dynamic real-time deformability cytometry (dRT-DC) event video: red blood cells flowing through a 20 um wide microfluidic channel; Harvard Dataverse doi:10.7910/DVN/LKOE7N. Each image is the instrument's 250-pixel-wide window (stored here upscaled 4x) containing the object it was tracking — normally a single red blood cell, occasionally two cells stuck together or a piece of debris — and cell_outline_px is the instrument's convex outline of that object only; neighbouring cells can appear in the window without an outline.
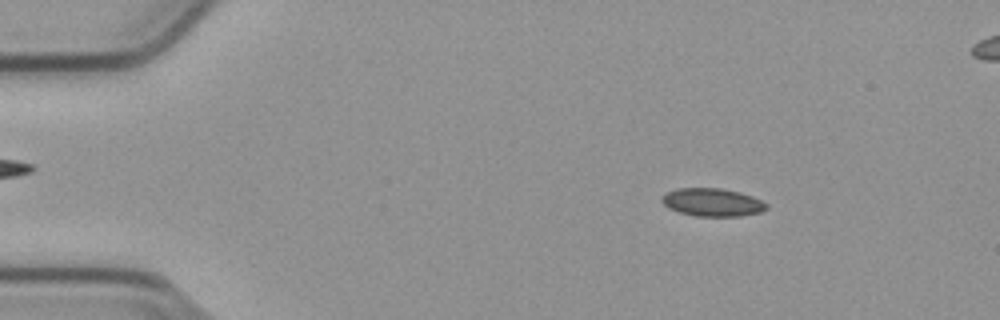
{"species": "common noctule bat (a hibernating species)", "species_latin": "Nyctalus noctula", "temperature_condition": "cold", "stored_images_in_passage": 55, "segment_of_instrument_passage": [1, 2], "camera_frame_rate_fps": 3000, "um_per_image_px": 0.085, "animal": {"sex": "male", "body_mass_g": 23.1, "forearm_length_mm": 52.7}, "frame": {"image": 1, "passage_image": 8, "time_ms": 2.333, "image_size_px": [1000, 320], "cell_outline_px": [[768, 208], [760, 212], [740, 216], [696, 216], [680, 212], [668, 208], [660, 200], [660, 196], [676, 188], [720, 188], [740, 192], [752, 196], [768, 204]], "centroid_in_image_um": [60.53, 17.19], "position_along_channel_um": 24.5, "area_um2": 17.11}}
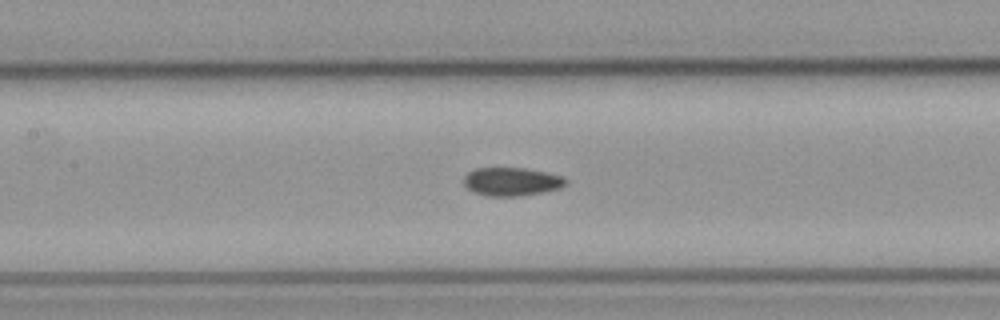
{"frame": {"image": 2, "passage_image": 25, "time_ms": 8.0, "image_size_px": [1000, 320], "cell_outline_px": [[568, 184], [560, 188], [540, 192], [516, 196], [492, 196], [476, 192], [468, 188], [464, 184], [464, 176], [468, 172], [476, 168], [524, 168], [544, 172], [560, 176], [568, 180]], "centroid_in_image_um": [43.49, 15.43], "position_along_channel_um": 163.9, "area_um2": 16.53}}
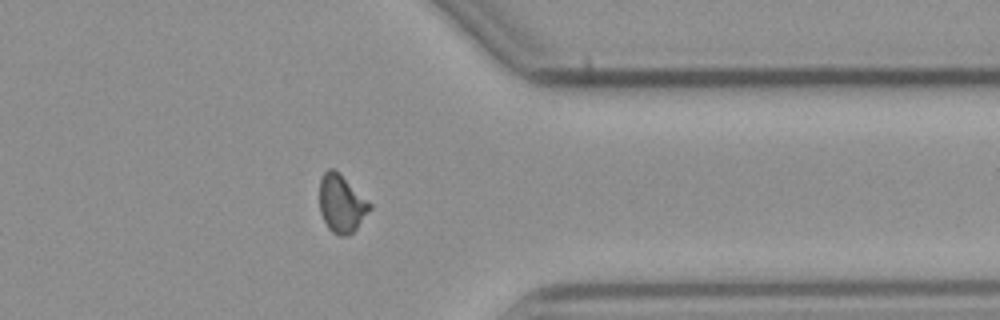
{"frame": {"image": 3, "passage_image": 43, "time_ms": 14.0, "image_size_px": [1000, 320], "cell_outline_px": [[372, 208], [356, 228], [348, 236], [340, 236], [332, 232], [328, 228], [320, 212], [320, 180], [324, 172], [328, 168], [332, 168], [372, 204]], "centroid_in_image_um": [29.02, 17.34], "position_along_channel_um": 382.4, "area_um2": 16.53}}